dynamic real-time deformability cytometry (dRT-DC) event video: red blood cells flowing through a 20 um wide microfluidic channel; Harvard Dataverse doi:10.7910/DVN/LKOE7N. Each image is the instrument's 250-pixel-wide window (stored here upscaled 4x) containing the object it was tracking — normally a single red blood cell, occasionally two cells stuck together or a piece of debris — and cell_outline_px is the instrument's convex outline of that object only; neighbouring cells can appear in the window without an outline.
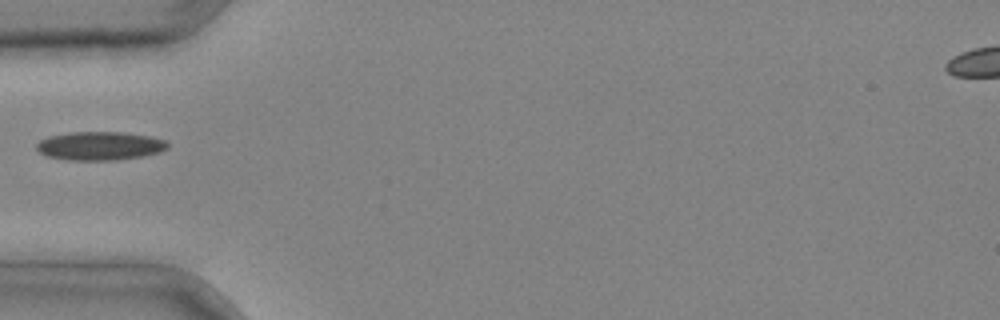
{"species": "common noctule bat (a hibernating species)", "species_latin": "Nyctalus noctula", "temperature_condition": "cold", "stored_images_in_passage": 4, "camera_frame_rate_fps": 3000, "um_per_image_px": 0.085, "animal": {"sex": "male", "body_mass_g": 20.4}, "frame": {"image": 1, "passage_image": 4, "time_ms": 1.0, "image_size_px": [1000, 320], "cell_outline_px": [[168, 148], [160, 152], [144, 156], [116, 160], [68, 160], [48, 156], [40, 152], [36, 148], [36, 144], [40, 140], [48, 136], [72, 132], [124, 132], [148, 136], [164, 140], [168, 144]], "centroid_in_image_um": [8.49, 12.4], "position_along_channel_um": 76.5, "area_um2": 21.79}}